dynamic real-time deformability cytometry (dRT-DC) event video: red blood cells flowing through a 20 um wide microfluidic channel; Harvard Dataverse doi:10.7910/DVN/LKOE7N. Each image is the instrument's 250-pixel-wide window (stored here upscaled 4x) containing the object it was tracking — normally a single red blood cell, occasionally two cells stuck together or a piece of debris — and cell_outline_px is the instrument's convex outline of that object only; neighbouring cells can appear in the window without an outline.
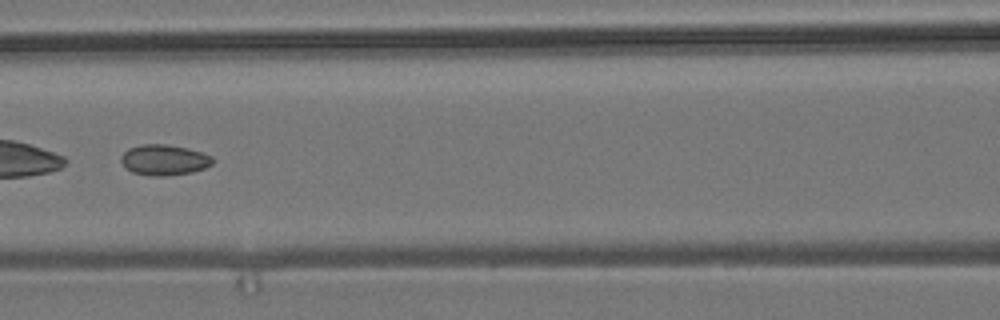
{"species": "common noctule bat (a hibernating species)", "species_latin": "Nyctalus noctula", "temperature_condition": "room temperature", "stored_images_in_passage": 10, "camera_frame_rate_fps": 3000, "um_per_image_px": 0.085, "animal": {"sex": "male", "body_mass_g": 19.2, "forearm_length_mm": 51.8}, "frame": {"image": 1, "passage_image": 6, "time_ms": 5.667, "image_size_px": [1000, 320], "cell_outline_px": [[212, 164], [204, 168], [192, 172], [164, 176], [152, 176], [132, 172], [124, 168], [120, 160], [120, 156], [128, 148], [140, 144], [168, 144], [188, 148], [212, 156]], "centroid_in_image_um": [13.9, 13.59], "position_along_channel_um": 152.7, "area_um2": 16.47}}
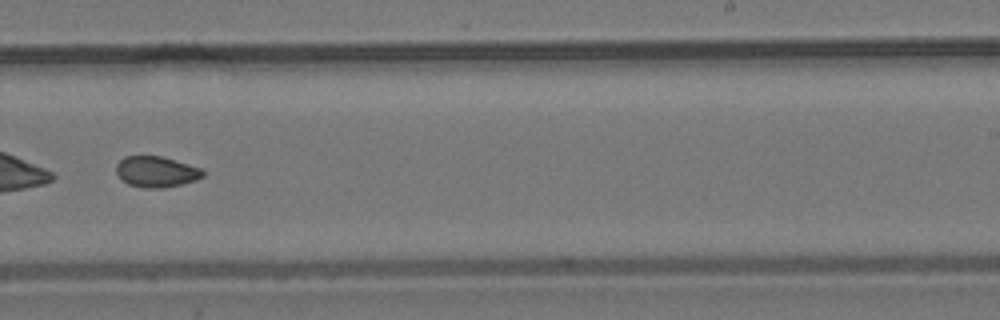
{"frame": {"image": 2, "passage_image": 9, "time_ms": 9.0, "image_size_px": [1000, 320], "cell_outline_px": [[204, 176], [196, 180], [164, 188], [144, 188], [128, 184], [116, 172], [116, 164], [124, 156], [160, 156], [176, 160], [200, 168], [204, 172]], "centroid_in_image_um": [13.28, 14.59], "position_along_channel_um": 275.7, "area_um2": 15.49}}
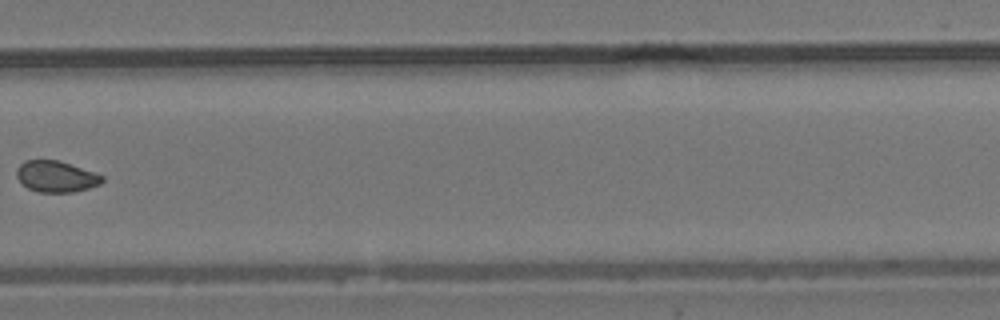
{"frame": {"image": 3, "passage_image": 10, "time_ms": 10.333, "image_size_px": [1000, 320], "cell_outline_px": [[104, 180], [100, 184], [88, 188], [72, 192], [40, 192], [28, 188], [16, 176], [16, 168], [24, 160], [56, 160], [104, 176]], "centroid_in_image_um": [4.74, 15.0], "position_along_channel_um": 325.1, "area_um2": 15.26}}